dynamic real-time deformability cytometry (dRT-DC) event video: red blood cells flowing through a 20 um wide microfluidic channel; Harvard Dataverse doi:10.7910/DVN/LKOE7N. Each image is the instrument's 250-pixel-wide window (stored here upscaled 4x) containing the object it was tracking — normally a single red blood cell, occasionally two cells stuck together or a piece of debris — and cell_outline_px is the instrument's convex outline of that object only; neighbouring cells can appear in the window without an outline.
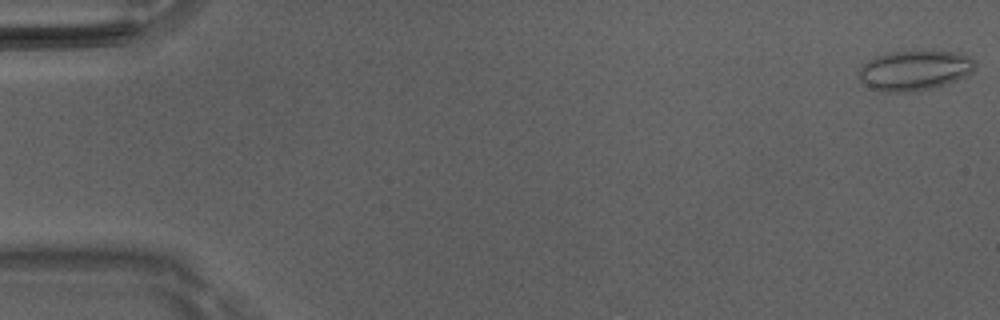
{"species": "Egyptian fruit bat (a non-hibernating species)", "species_latin": "Rousettus aegyptiacus", "temperature_condition": "room temperature", "stored_images_in_passage": 5, "camera_frame_rate_fps": 3000, "um_per_image_px": 0.085, "animal": {"sex": "male"}, "frame": {"image": 1, "passage_image": 1, "time_ms": 0.0, "image_size_px": [1000, 320], "cell_outline_px": [[976, 68], [968, 76], [932, 88], [912, 92], [880, 92], [864, 84], [856, 76], [860, 64], [876, 56], [888, 52], [916, 48], [956, 52], [968, 56], [976, 64]], "centroid_in_image_um": [77.7, 5.94], "position_along_channel_um": 7.3, "area_um2": 28.21}}